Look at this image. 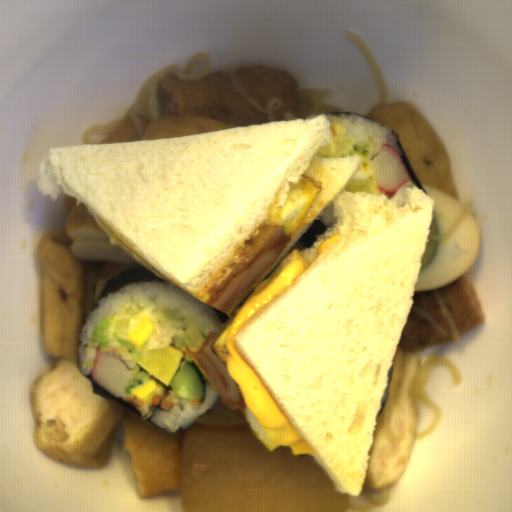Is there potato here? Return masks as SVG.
<instances>
[{
    "instance_id": "potato-1",
    "label": "potato",
    "mask_w": 512,
    "mask_h": 512,
    "mask_svg": "<svg viewBox=\"0 0 512 512\" xmlns=\"http://www.w3.org/2000/svg\"><path fill=\"white\" fill-rule=\"evenodd\" d=\"M207 339L206 333L199 325H189L174 331L172 336V347L182 353L181 360L194 361L186 352L185 346H190L194 351L203 348Z\"/></svg>"
}]
</instances>
